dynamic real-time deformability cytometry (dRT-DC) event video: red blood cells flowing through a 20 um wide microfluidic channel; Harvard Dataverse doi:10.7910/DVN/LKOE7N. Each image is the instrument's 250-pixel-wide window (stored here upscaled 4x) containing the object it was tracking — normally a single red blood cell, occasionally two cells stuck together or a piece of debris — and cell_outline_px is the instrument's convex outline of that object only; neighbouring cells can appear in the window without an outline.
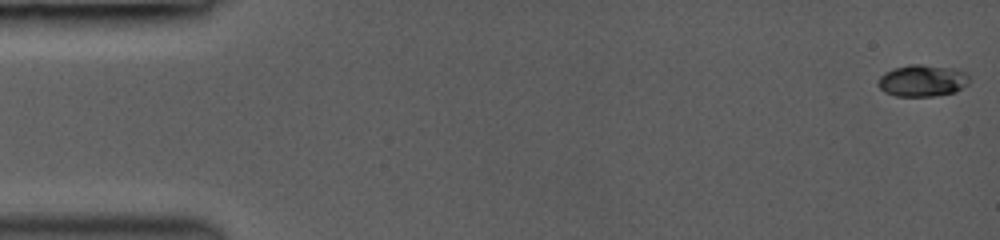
{"species": "common noctule bat (a hibernating species)", "species_latin": "Nyctalus noctula", "temperature_condition": "room temperature", "stored_images_in_passage": 11, "camera_frame_rate_fps": 3000, "um_per_image_px": 0.085, "animal": {"sex": "female", "body_mass_g": 19.0, "forearm_length_mm": 53.3}, "frame": {"image": 1, "passage_image": 1, "time_ms": 0.0, "image_size_px": [1000, 240], "cell_outline_px": [[968, 84], [956, 92], [936, 96], [896, 96], [884, 92], [876, 84], [880, 76], [884, 72], [892, 68], [908, 64], [920, 64], [960, 68], [968, 76]], "centroid_in_image_um": [78.39, 6.84], "position_along_channel_um": 6.6, "area_um2": 17.28}}
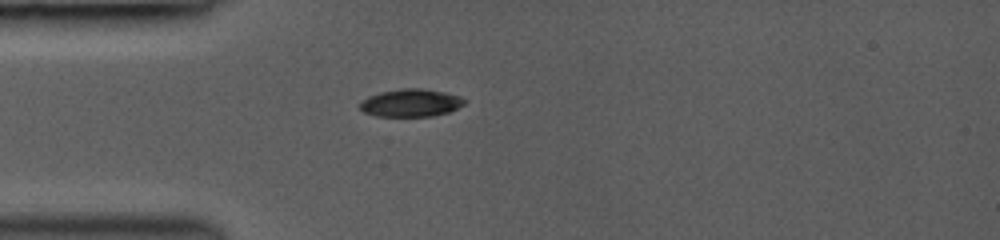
{"frame": {"image": 2, "passage_image": 10, "time_ms": 4.333, "image_size_px": [1000, 240], "cell_outline_px": [[468, 100], [464, 104], [448, 112], [432, 116], [376, 116], [364, 112], [360, 108], [360, 104], [368, 96], [380, 92], [404, 88], [424, 88], [444, 92], [460, 96]], "centroid_in_image_um": [34.95, 8.74], "position_along_channel_um": 50.1, "area_um2": 16.82}}